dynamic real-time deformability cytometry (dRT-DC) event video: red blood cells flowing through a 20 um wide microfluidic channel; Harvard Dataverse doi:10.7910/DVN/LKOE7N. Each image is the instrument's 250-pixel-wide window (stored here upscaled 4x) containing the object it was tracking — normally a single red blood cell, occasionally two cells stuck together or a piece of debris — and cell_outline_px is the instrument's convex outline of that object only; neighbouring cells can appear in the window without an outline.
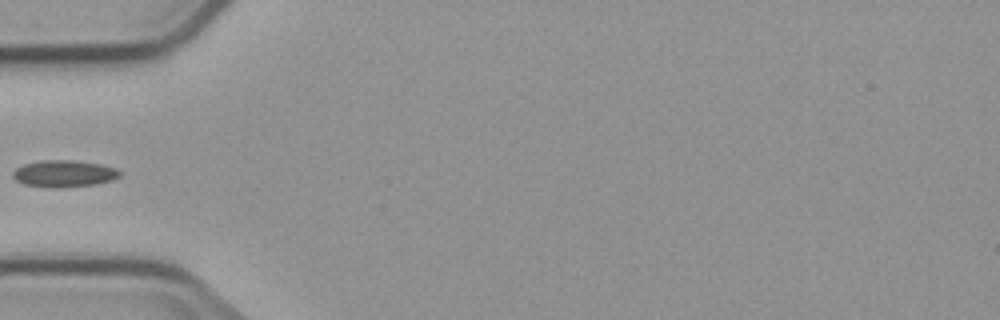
{"species": "common noctule bat (a hibernating species)", "species_latin": "Nyctalus noctula", "temperature_condition": "cold", "stored_images_in_passage": 7, "camera_frame_rate_fps": 3000, "um_per_image_px": 0.085, "animal": {"sex": "male", "body_mass_g": 23.1, "forearm_length_mm": 52.7}, "frame": {"image": 1, "passage_image": 6, "time_ms": 7.0, "image_size_px": [1000, 320], "cell_outline_px": [[120, 176], [112, 180], [96, 184], [64, 188], [44, 188], [24, 184], [16, 180], [12, 176], [12, 172], [16, 168], [24, 164], [44, 160], [72, 160], [100, 164], [116, 168], [120, 172]], "centroid_in_image_um": [5.42, 14.77], "position_along_channel_um": 79.6, "area_um2": 16.88}}
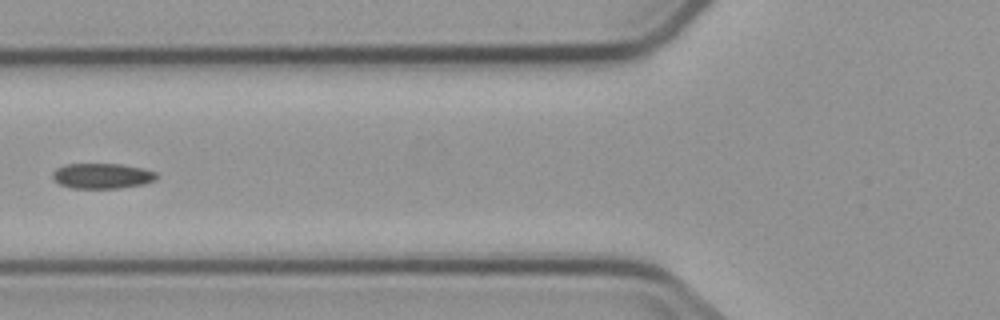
{"frame": {"image": 2, "passage_image": 7, "time_ms": 8.0, "image_size_px": [1000, 320], "cell_outline_px": [[156, 180], [144, 184], [120, 188], [72, 188], [60, 184], [52, 180], [52, 172], [56, 168], [68, 164], [120, 164], [140, 168], [156, 172]], "centroid_in_image_um": [8.65, 14.96], "position_along_channel_um": 117.2, "area_um2": 15.32}}